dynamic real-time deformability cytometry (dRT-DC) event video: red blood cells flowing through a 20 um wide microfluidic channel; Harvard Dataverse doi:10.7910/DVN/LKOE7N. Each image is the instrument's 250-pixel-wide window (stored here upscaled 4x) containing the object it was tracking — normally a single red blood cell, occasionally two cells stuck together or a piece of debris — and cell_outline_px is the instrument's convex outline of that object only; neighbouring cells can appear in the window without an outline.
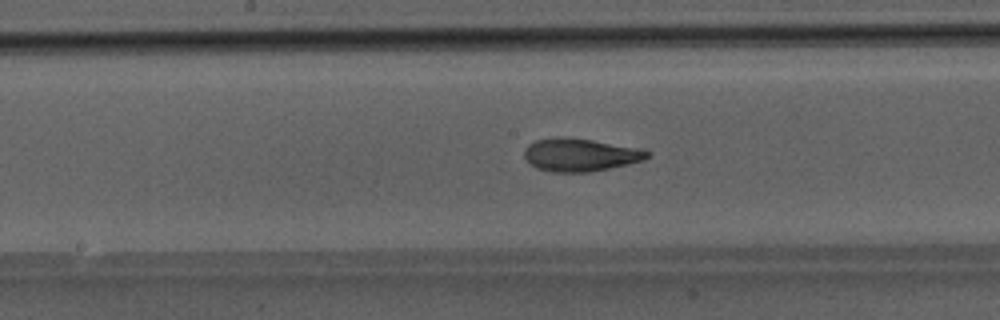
{"species": "Egyptian fruit bat (a non-hibernating species)", "species_latin": "Rousettus aegyptiacus", "temperature_condition": "room temperature", "stored_images_in_passage": 47, "camera_frame_rate_fps": 3000, "um_per_image_px": 0.085, "animal": {"sex": "male"}, "frame": {"image": 1, "passage_image": 24, "time_ms": 7.667, "image_size_px": [1000, 320], "cell_outline_px": [[648, 156], [644, 160], [608, 168], [588, 172], [552, 172], [536, 168], [524, 156], [524, 148], [528, 144], [536, 140], [556, 136], [564, 136], [592, 140], [644, 148], [648, 152]], "centroid_in_image_um": [49.3, 13.14], "position_along_channel_um": 198.9, "area_um2": 23.64}}
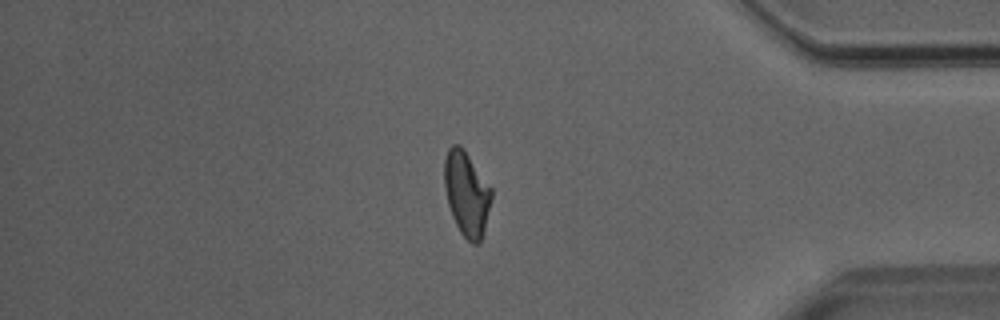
{"frame": {"image": 2, "passage_image": 40, "time_ms": 13.0, "image_size_px": [1000, 320], "cell_outline_px": [[492, 196], [484, 232], [480, 244], [472, 244], [460, 232], [452, 216], [448, 204], [444, 188], [444, 160], [448, 148], [452, 144], [460, 144], [464, 148], [492, 188]], "centroid_in_image_um": [39.66, 16.44], "position_along_channel_um": 395.5, "area_um2": 23.47}}
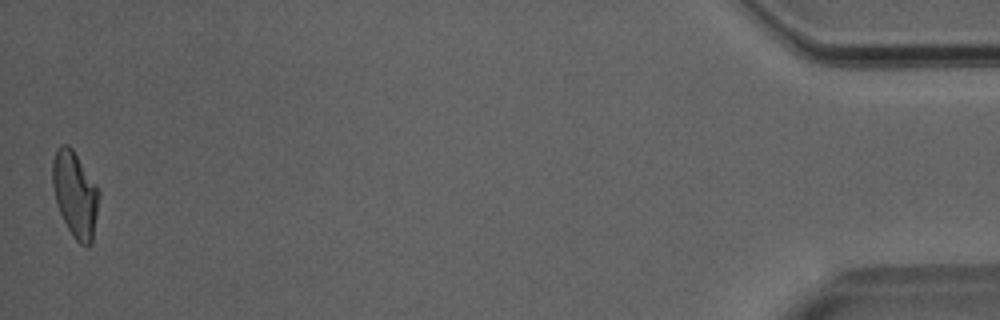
{"frame": {"image": 3, "passage_image": 47, "time_ms": 15.333, "image_size_px": [1000, 320], "cell_outline_px": [[100, 196], [92, 244], [88, 248], [80, 244], [72, 236], [56, 204], [52, 188], [52, 160], [60, 144], [68, 144], [72, 148], [96, 184], [100, 192]], "centroid_in_image_um": [6.39, 16.54], "position_along_channel_um": 428.8, "area_um2": 23.47}}